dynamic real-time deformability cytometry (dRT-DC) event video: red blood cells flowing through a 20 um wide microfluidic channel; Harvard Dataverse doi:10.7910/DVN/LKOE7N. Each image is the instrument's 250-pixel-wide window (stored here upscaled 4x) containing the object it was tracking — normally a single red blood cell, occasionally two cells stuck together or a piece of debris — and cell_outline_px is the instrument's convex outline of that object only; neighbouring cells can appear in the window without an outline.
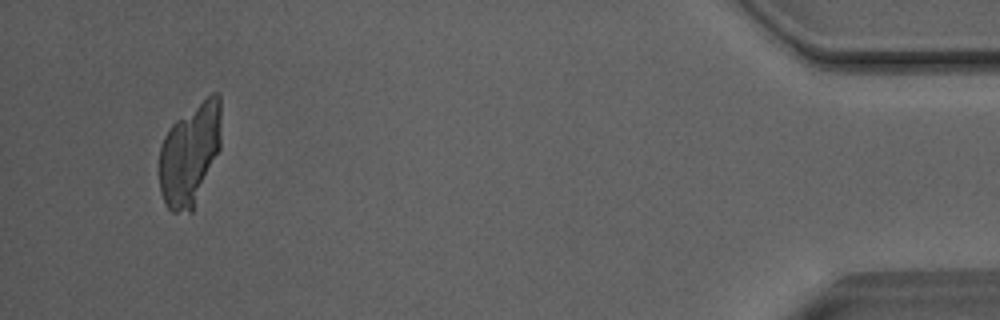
{"species": "Egyptian fruit bat (a non-hibernating species)", "species_latin": "Rousettus aegyptiacus", "temperature_condition": "room temperature", "stored_images_in_passage": 51, "segment_of_instrument_passage": [1, 2], "camera_frame_rate_fps": 3000, "um_per_image_px": 0.085, "animal": {"sex": "male"}, "frame": {"image": 1, "passage_image": 48, "time_ms": 15.667, "image_size_px": [1000, 320], "cell_outline_px": [[220, 148], [192, 212], [172, 212], [168, 208], [160, 192], [160, 148], [164, 136], [168, 128], [176, 120], [212, 92], [216, 92], [220, 96]], "centroid_in_image_um": [16.14, 13.09], "position_along_channel_um": 419.1, "area_um2": 36.65}}